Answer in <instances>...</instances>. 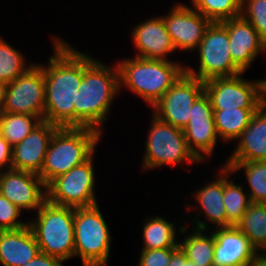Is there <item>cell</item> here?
<instances>
[{"mask_svg": "<svg viewBox=\"0 0 266 266\" xmlns=\"http://www.w3.org/2000/svg\"><path fill=\"white\" fill-rule=\"evenodd\" d=\"M101 138L102 134L90 127H58L38 174L45 185L87 161L95 153Z\"/></svg>", "mask_w": 266, "mask_h": 266, "instance_id": "4", "label": "cell"}, {"mask_svg": "<svg viewBox=\"0 0 266 266\" xmlns=\"http://www.w3.org/2000/svg\"><path fill=\"white\" fill-rule=\"evenodd\" d=\"M168 266H196L191 260H189L182 249L179 247L170 259Z\"/></svg>", "mask_w": 266, "mask_h": 266, "instance_id": "37", "label": "cell"}, {"mask_svg": "<svg viewBox=\"0 0 266 266\" xmlns=\"http://www.w3.org/2000/svg\"><path fill=\"white\" fill-rule=\"evenodd\" d=\"M218 176L211 179V182L206 183L204 186L199 187L198 190H195L193 193L195 210L197 207L202 210L199 213L196 212L194 215L196 217H192L191 220L193 221L191 224L195 227L194 229L198 230H212L215 228H223L227 227V214L226 208L223 204V165L220 166L219 170H217ZM204 214L205 220L207 219L211 226L208 225L203 219H198ZM212 227V228H211Z\"/></svg>", "mask_w": 266, "mask_h": 266, "instance_id": "19", "label": "cell"}, {"mask_svg": "<svg viewBox=\"0 0 266 266\" xmlns=\"http://www.w3.org/2000/svg\"><path fill=\"white\" fill-rule=\"evenodd\" d=\"M63 263L64 262L58 258L39 252L36 257L30 260L25 266H64Z\"/></svg>", "mask_w": 266, "mask_h": 266, "instance_id": "36", "label": "cell"}, {"mask_svg": "<svg viewBox=\"0 0 266 266\" xmlns=\"http://www.w3.org/2000/svg\"><path fill=\"white\" fill-rule=\"evenodd\" d=\"M236 227L257 253H266V203L251 202Z\"/></svg>", "mask_w": 266, "mask_h": 266, "instance_id": "26", "label": "cell"}, {"mask_svg": "<svg viewBox=\"0 0 266 266\" xmlns=\"http://www.w3.org/2000/svg\"><path fill=\"white\" fill-rule=\"evenodd\" d=\"M6 90L7 84L0 81V114L3 112L5 105Z\"/></svg>", "mask_w": 266, "mask_h": 266, "instance_id": "40", "label": "cell"}, {"mask_svg": "<svg viewBox=\"0 0 266 266\" xmlns=\"http://www.w3.org/2000/svg\"><path fill=\"white\" fill-rule=\"evenodd\" d=\"M214 266H249L257 251L236 227L215 228Z\"/></svg>", "mask_w": 266, "mask_h": 266, "instance_id": "20", "label": "cell"}, {"mask_svg": "<svg viewBox=\"0 0 266 266\" xmlns=\"http://www.w3.org/2000/svg\"><path fill=\"white\" fill-rule=\"evenodd\" d=\"M178 248L141 250L137 266H168L172 254Z\"/></svg>", "mask_w": 266, "mask_h": 266, "instance_id": "34", "label": "cell"}, {"mask_svg": "<svg viewBox=\"0 0 266 266\" xmlns=\"http://www.w3.org/2000/svg\"><path fill=\"white\" fill-rule=\"evenodd\" d=\"M241 16L251 23L266 42V0H242Z\"/></svg>", "mask_w": 266, "mask_h": 266, "instance_id": "32", "label": "cell"}, {"mask_svg": "<svg viewBox=\"0 0 266 266\" xmlns=\"http://www.w3.org/2000/svg\"><path fill=\"white\" fill-rule=\"evenodd\" d=\"M249 266H266V253H257Z\"/></svg>", "mask_w": 266, "mask_h": 266, "instance_id": "39", "label": "cell"}, {"mask_svg": "<svg viewBox=\"0 0 266 266\" xmlns=\"http://www.w3.org/2000/svg\"><path fill=\"white\" fill-rule=\"evenodd\" d=\"M95 153L84 163L53 179L47 186V201L65 207L82 208L99 204L95 195Z\"/></svg>", "mask_w": 266, "mask_h": 266, "instance_id": "9", "label": "cell"}, {"mask_svg": "<svg viewBox=\"0 0 266 266\" xmlns=\"http://www.w3.org/2000/svg\"><path fill=\"white\" fill-rule=\"evenodd\" d=\"M57 125L41 121L20 143L12 147V169L41 172L45 155Z\"/></svg>", "mask_w": 266, "mask_h": 266, "instance_id": "18", "label": "cell"}, {"mask_svg": "<svg viewBox=\"0 0 266 266\" xmlns=\"http://www.w3.org/2000/svg\"><path fill=\"white\" fill-rule=\"evenodd\" d=\"M259 85V107L266 110V78L258 79Z\"/></svg>", "mask_w": 266, "mask_h": 266, "instance_id": "38", "label": "cell"}, {"mask_svg": "<svg viewBox=\"0 0 266 266\" xmlns=\"http://www.w3.org/2000/svg\"><path fill=\"white\" fill-rule=\"evenodd\" d=\"M120 92L126 87L152 108L186 72L183 62L148 58H126L117 63Z\"/></svg>", "mask_w": 266, "mask_h": 266, "instance_id": "3", "label": "cell"}, {"mask_svg": "<svg viewBox=\"0 0 266 266\" xmlns=\"http://www.w3.org/2000/svg\"><path fill=\"white\" fill-rule=\"evenodd\" d=\"M119 92L117 64L109 66L95 59L83 71L74 102V127H90L104 134V124L109 120L112 102Z\"/></svg>", "mask_w": 266, "mask_h": 266, "instance_id": "2", "label": "cell"}, {"mask_svg": "<svg viewBox=\"0 0 266 266\" xmlns=\"http://www.w3.org/2000/svg\"><path fill=\"white\" fill-rule=\"evenodd\" d=\"M21 212L16 205L0 194V231L18 230L27 226L28 221L20 219Z\"/></svg>", "mask_w": 266, "mask_h": 266, "instance_id": "33", "label": "cell"}, {"mask_svg": "<svg viewBox=\"0 0 266 266\" xmlns=\"http://www.w3.org/2000/svg\"><path fill=\"white\" fill-rule=\"evenodd\" d=\"M40 252L30 226L18 230L0 231V264L25 266Z\"/></svg>", "mask_w": 266, "mask_h": 266, "instance_id": "22", "label": "cell"}, {"mask_svg": "<svg viewBox=\"0 0 266 266\" xmlns=\"http://www.w3.org/2000/svg\"><path fill=\"white\" fill-rule=\"evenodd\" d=\"M224 162L266 161V110L260 107Z\"/></svg>", "mask_w": 266, "mask_h": 266, "instance_id": "21", "label": "cell"}, {"mask_svg": "<svg viewBox=\"0 0 266 266\" xmlns=\"http://www.w3.org/2000/svg\"><path fill=\"white\" fill-rule=\"evenodd\" d=\"M150 18L132 28L131 37L138 50L135 57L169 61V54L177 51L171 36L162 16Z\"/></svg>", "mask_w": 266, "mask_h": 266, "instance_id": "17", "label": "cell"}, {"mask_svg": "<svg viewBox=\"0 0 266 266\" xmlns=\"http://www.w3.org/2000/svg\"><path fill=\"white\" fill-rule=\"evenodd\" d=\"M190 231L191 233H188ZM207 232L193 227L188 230V227L184 226L180 233L183 239L179 240L178 245L196 266H214L215 237L211 230Z\"/></svg>", "mask_w": 266, "mask_h": 266, "instance_id": "23", "label": "cell"}, {"mask_svg": "<svg viewBox=\"0 0 266 266\" xmlns=\"http://www.w3.org/2000/svg\"><path fill=\"white\" fill-rule=\"evenodd\" d=\"M244 73L232 77L214 78L204 82V92L213 110L258 109V80H246Z\"/></svg>", "mask_w": 266, "mask_h": 266, "instance_id": "12", "label": "cell"}, {"mask_svg": "<svg viewBox=\"0 0 266 266\" xmlns=\"http://www.w3.org/2000/svg\"><path fill=\"white\" fill-rule=\"evenodd\" d=\"M12 169V146L0 135V170Z\"/></svg>", "mask_w": 266, "mask_h": 266, "instance_id": "35", "label": "cell"}, {"mask_svg": "<svg viewBox=\"0 0 266 266\" xmlns=\"http://www.w3.org/2000/svg\"><path fill=\"white\" fill-rule=\"evenodd\" d=\"M143 222V246L141 250H153L161 248H179L177 234L181 233L184 225L175 226L174 222L161 216H148ZM176 227V228H175ZM179 232L177 233L176 231Z\"/></svg>", "mask_w": 266, "mask_h": 266, "instance_id": "24", "label": "cell"}, {"mask_svg": "<svg viewBox=\"0 0 266 266\" xmlns=\"http://www.w3.org/2000/svg\"><path fill=\"white\" fill-rule=\"evenodd\" d=\"M44 91L43 68L35 63L27 72L7 84L3 112L34 115L43 121Z\"/></svg>", "mask_w": 266, "mask_h": 266, "instance_id": "11", "label": "cell"}, {"mask_svg": "<svg viewBox=\"0 0 266 266\" xmlns=\"http://www.w3.org/2000/svg\"><path fill=\"white\" fill-rule=\"evenodd\" d=\"M0 194L23 212H37L47 201L45 183L38 174L29 171H1Z\"/></svg>", "mask_w": 266, "mask_h": 266, "instance_id": "15", "label": "cell"}, {"mask_svg": "<svg viewBox=\"0 0 266 266\" xmlns=\"http://www.w3.org/2000/svg\"><path fill=\"white\" fill-rule=\"evenodd\" d=\"M53 54L43 68L45 83L44 121L58 127H74V102L83 71L95 60L62 38L52 37Z\"/></svg>", "mask_w": 266, "mask_h": 266, "instance_id": "1", "label": "cell"}, {"mask_svg": "<svg viewBox=\"0 0 266 266\" xmlns=\"http://www.w3.org/2000/svg\"><path fill=\"white\" fill-rule=\"evenodd\" d=\"M99 204L74 208L75 257L82 266H107L111 251V232Z\"/></svg>", "mask_w": 266, "mask_h": 266, "instance_id": "7", "label": "cell"}, {"mask_svg": "<svg viewBox=\"0 0 266 266\" xmlns=\"http://www.w3.org/2000/svg\"><path fill=\"white\" fill-rule=\"evenodd\" d=\"M195 9L211 22H223L241 16L242 0H191Z\"/></svg>", "mask_w": 266, "mask_h": 266, "instance_id": "31", "label": "cell"}, {"mask_svg": "<svg viewBox=\"0 0 266 266\" xmlns=\"http://www.w3.org/2000/svg\"><path fill=\"white\" fill-rule=\"evenodd\" d=\"M203 92L204 82L185 72L152 107V113L160 120L184 129L194 102Z\"/></svg>", "mask_w": 266, "mask_h": 266, "instance_id": "10", "label": "cell"}, {"mask_svg": "<svg viewBox=\"0 0 266 266\" xmlns=\"http://www.w3.org/2000/svg\"><path fill=\"white\" fill-rule=\"evenodd\" d=\"M190 120L183 132L190 151L200 162H206L218 143L213 108L209 97L203 92L191 108Z\"/></svg>", "mask_w": 266, "mask_h": 266, "instance_id": "13", "label": "cell"}, {"mask_svg": "<svg viewBox=\"0 0 266 266\" xmlns=\"http://www.w3.org/2000/svg\"><path fill=\"white\" fill-rule=\"evenodd\" d=\"M221 23L228 31L231 59L245 73L259 54L266 53V42L242 16Z\"/></svg>", "mask_w": 266, "mask_h": 266, "instance_id": "16", "label": "cell"}, {"mask_svg": "<svg viewBox=\"0 0 266 266\" xmlns=\"http://www.w3.org/2000/svg\"><path fill=\"white\" fill-rule=\"evenodd\" d=\"M0 37V81L6 84L27 72L35 63L26 64L25 55Z\"/></svg>", "mask_w": 266, "mask_h": 266, "instance_id": "30", "label": "cell"}, {"mask_svg": "<svg viewBox=\"0 0 266 266\" xmlns=\"http://www.w3.org/2000/svg\"><path fill=\"white\" fill-rule=\"evenodd\" d=\"M42 120L34 115L0 114V135L13 147L20 143Z\"/></svg>", "mask_w": 266, "mask_h": 266, "instance_id": "29", "label": "cell"}, {"mask_svg": "<svg viewBox=\"0 0 266 266\" xmlns=\"http://www.w3.org/2000/svg\"><path fill=\"white\" fill-rule=\"evenodd\" d=\"M150 119L142 157L143 171L164 166L177 167L181 163H201L190 151L183 129L160 120L153 113Z\"/></svg>", "mask_w": 266, "mask_h": 266, "instance_id": "6", "label": "cell"}, {"mask_svg": "<svg viewBox=\"0 0 266 266\" xmlns=\"http://www.w3.org/2000/svg\"><path fill=\"white\" fill-rule=\"evenodd\" d=\"M28 221L40 252L63 262L75 257L74 208L46 201Z\"/></svg>", "mask_w": 266, "mask_h": 266, "instance_id": "5", "label": "cell"}, {"mask_svg": "<svg viewBox=\"0 0 266 266\" xmlns=\"http://www.w3.org/2000/svg\"><path fill=\"white\" fill-rule=\"evenodd\" d=\"M195 52L199 56L198 68L187 65L186 73L202 82L244 73L231 59L228 31L221 22L210 24Z\"/></svg>", "mask_w": 266, "mask_h": 266, "instance_id": "8", "label": "cell"}, {"mask_svg": "<svg viewBox=\"0 0 266 266\" xmlns=\"http://www.w3.org/2000/svg\"><path fill=\"white\" fill-rule=\"evenodd\" d=\"M223 163L233 175L243 170L250 202L266 203V161Z\"/></svg>", "mask_w": 266, "mask_h": 266, "instance_id": "28", "label": "cell"}, {"mask_svg": "<svg viewBox=\"0 0 266 266\" xmlns=\"http://www.w3.org/2000/svg\"><path fill=\"white\" fill-rule=\"evenodd\" d=\"M173 6L162 15L166 29L176 50L193 53L212 22L188 4L178 2Z\"/></svg>", "mask_w": 266, "mask_h": 266, "instance_id": "14", "label": "cell"}, {"mask_svg": "<svg viewBox=\"0 0 266 266\" xmlns=\"http://www.w3.org/2000/svg\"><path fill=\"white\" fill-rule=\"evenodd\" d=\"M231 176L232 172L223 166V204L226 208L227 227L236 226L251 203L248 193L243 189L244 184L234 183L229 178Z\"/></svg>", "mask_w": 266, "mask_h": 266, "instance_id": "27", "label": "cell"}, {"mask_svg": "<svg viewBox=\"0 0 266 266\" xmlns=\"http://www.w3.org/2000/svg\"><path fill=\"white\" fill-rule=\"evenodd\" d=\"M257 109H225L213 110L215 128L221 142L229 144L237 140L248 127Z\"/></svg>", "mask_w": 266, "mask_h": 266, "instance_id": "25", "label": "cell"}]
</instances>
